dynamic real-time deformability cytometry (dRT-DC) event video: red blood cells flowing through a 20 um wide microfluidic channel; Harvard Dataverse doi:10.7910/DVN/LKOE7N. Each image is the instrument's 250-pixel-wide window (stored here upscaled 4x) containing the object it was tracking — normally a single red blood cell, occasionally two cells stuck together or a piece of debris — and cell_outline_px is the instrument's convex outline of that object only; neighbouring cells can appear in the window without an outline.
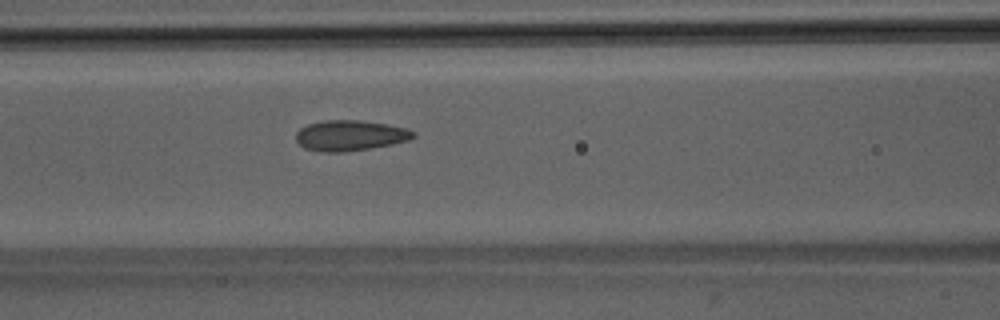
{"species": "Egyptian fruit bat (a non-hibernating species)", "species_latin": "Rousettus aegyptiacus", "temperature_condition": "room temperature", "stored_images_in_passage": 51, "camera_frame_rate_fps": 3000, "um_per_image_px": 0.085, "animal": {"sex": "male"}, "frame": {"image": 1, "passage_image": 22, "time_ms": 7.0, "image_size_px": [1000, 320], "cell_outline_px": [[416, 136], [408, 140], [392, 144], [344, 152], [320, 152], [304, 148], [296, 140], [296, 132], [300, 128], [308, 124], [324, 120], [360, 120], [388, 124], [408, 128], [416, 132]], "centroid_in_image_um": [29.77, 11.51], "position_along_channel_um": 136.8, "area_um2": 20.98}}
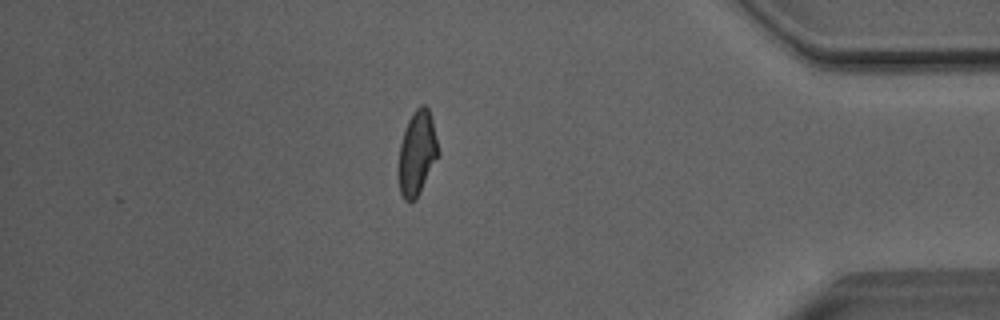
{"frame": {"image": 2, "passage_image": 44, "time_ms": 14.333, "image_size_px": [1000, 320], "cell_outline_px": [[440, 156], [416, 200], [408, 204], [404, 200], [400, 192], [396, 172], [400, 144], [408, 120], [412, 112], [420, 104], [424, 104], [428, 108], [432, 120], [440, 152]], "centroid_in_image_um": [35.44, 13.08], "position_along_channel_um": 399.8, "area_um2": 20.29}}
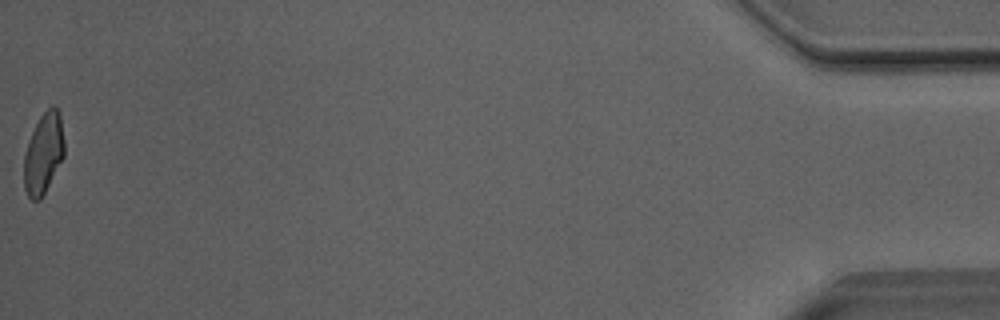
{"frame": {"image": 3, "passage_image": 51, "time_ms": 16.667, "image_size_px": [1000, 320], "cell_outline_px": [[64, 156], [40, 200], [32, 200], [28, 196], [24, 188], [24, 156], [28, 140], [40, 116], [52, 104], [60, 112], [64, 140]], "centroid_in_image_um": [3.7, 13.02], "position_along_channel_um": 431.5, "area_um2": 18.9}, "authors_computed_cell_mechanics": {"area_um2": 20.4034, "velocity_mm_per_s": 4.0805, "shape_relaxation_time_tau1_ms": null, "shape_relaxation_time_tau2_ms": 1.2435, "deformation_change_tau1": null, "deformation_change_tau2": 0.0712}}